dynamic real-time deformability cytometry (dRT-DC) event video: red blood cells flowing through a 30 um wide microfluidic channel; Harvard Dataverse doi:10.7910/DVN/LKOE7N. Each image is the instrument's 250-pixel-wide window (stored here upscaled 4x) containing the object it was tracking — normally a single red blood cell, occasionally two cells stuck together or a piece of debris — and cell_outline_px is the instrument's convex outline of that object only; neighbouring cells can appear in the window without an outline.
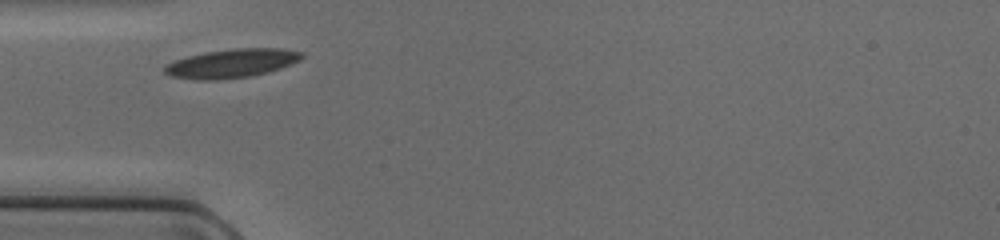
{"species": "common noctule bat (a hibernating species)", "species_latin": "Nyctalus noctula", "temperature_condition": "cold", "stored_images_in_passage": 18, "camera_frame_rate_fps": 3000, "um_per_image_px": 0.085, "animal": {"sex": "female", "body_mass_g": 17.0, "forearm_length_mm": 48.0}, "frame": {"image": 1, "passage_image": 1, "time_ms": 0.0, "image_size_px": [1000, 240], "cell_outline_px": [[304, 56], [300, 60], [292, 64], [268, 72], [252, 76], [216, 80], [196, 80], [172, 76], [164, 72], [164, 64], [188, 56], [204, 52], [236, 48], [280, 48], [304, 52]], "centroid_in_image_um": [19.71, 5.38], "position_along_channel_um": 65.3, "area_um2": 23.12}}
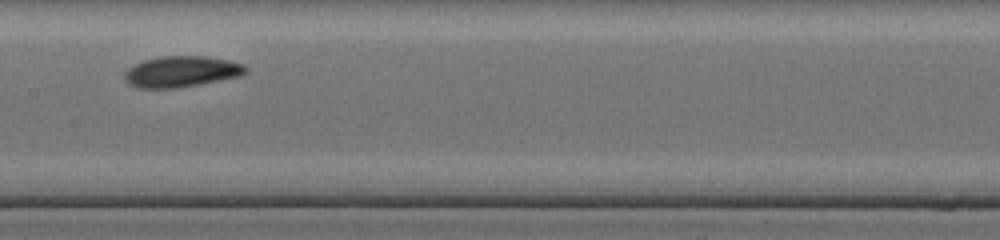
{"frame": {"image": 2, "passage_image": 10, "time_ms": 3.0, "image_size_px": [1000, 240], "cell_outline_px": [[248, 72], [240, 76], [176, 88], [136, 88], [128, 84], [124, 80], [124, 72], [128, 68], [144, 60], [160, 56], [204, 56], [228, 60], [244, 64], [248, 68]], "centroid_in_image_um": [15.4, 6.08], "position_along_channel_um": 192.0, "area_um2": 21.91}}
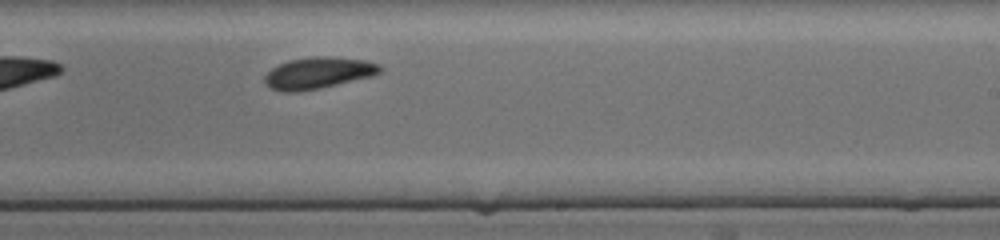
{"frame": {"image": 3, "passage_image": 15, "time_ms": 4.667, "image_size_px": [1000, 240], "cell_outline_px": [[384, 68], [380, 72], [372, 76], [320, 88], [296, 92], [280, 92], [268, 88], [264, 84], [264, 76], [272, 68], [288, 60], [316, 56], [336, 56], [368, 60], [380, 64]], "centroid_in_image_um": [27.05, 6.2], "position_along_channel_um": 261.9, "area_um2": 21.56}}